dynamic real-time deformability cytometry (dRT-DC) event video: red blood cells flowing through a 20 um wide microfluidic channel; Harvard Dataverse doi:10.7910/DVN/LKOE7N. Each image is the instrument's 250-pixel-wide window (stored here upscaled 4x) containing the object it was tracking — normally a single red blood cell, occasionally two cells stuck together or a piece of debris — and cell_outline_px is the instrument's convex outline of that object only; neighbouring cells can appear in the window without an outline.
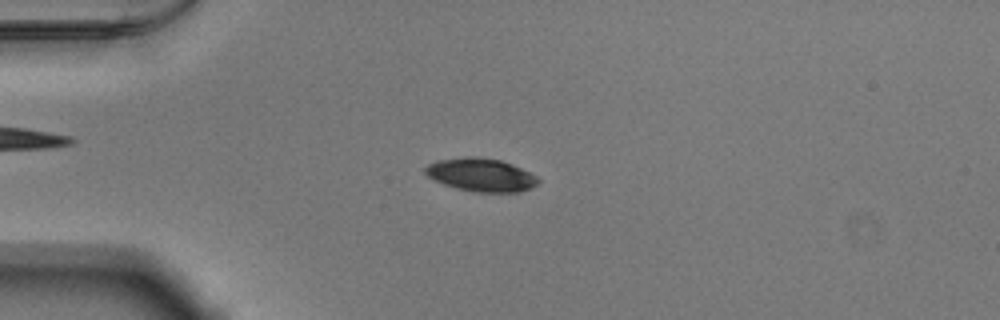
{"species": "Egyptian fruit bat (a non-hibernating species)", "species_latin": "Rousettus aegyptiacus", "temperature_condition": "warm", "stored_images_in_passage": 53, "camera_frame_rate_fps": 3000, "um_per_image_px": 0.085, "animal": {"sex": "male"}, "frame": {"image": 1, "passage_image": 14, "time_ms": 4.333, "image_size_px": [1000, 320], "cell_outline_px": [[540, 180], [536, 184], [520, 192], [476, 192], [456, 188], [444, 184], [428, 176], [424, 172], [424, 168], [428, 164], [436, 160], [472, 156], [476, 156], [500, 160], [512, 164], [536, 176]], "centroid_in_image_um": [40.86, 14.86], "position_along_channel_um": 44.1, "area_um2": 21.62}}
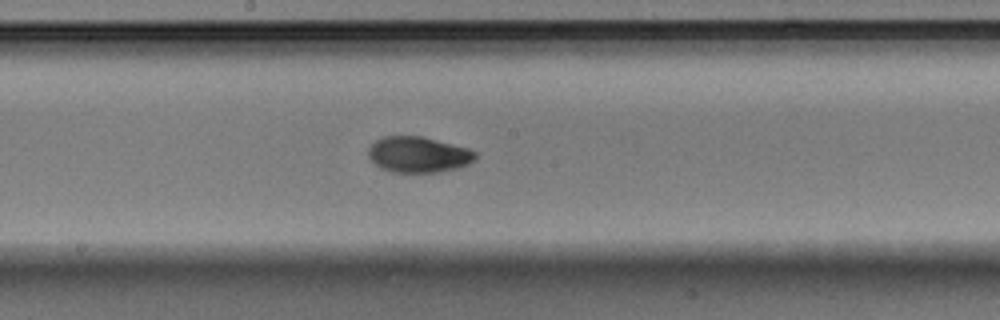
{"frame": {"image": 2, "passage_image": 29, "time_ms": 9.333, "image_size_px": [1000, 320], "cell_outline_px": [[476, 160], [468, 164], [456, 168], [440, 172], [392, 172], [380, 168], [368, 156], [368, 148], [376, 140], [384, 136], [420, 136], [468, 148], [476, 152]], "centroid_in_image_um": [35.56, 13.14], "position_along_channel_um": 212.6, "area_um2": 22.25}}
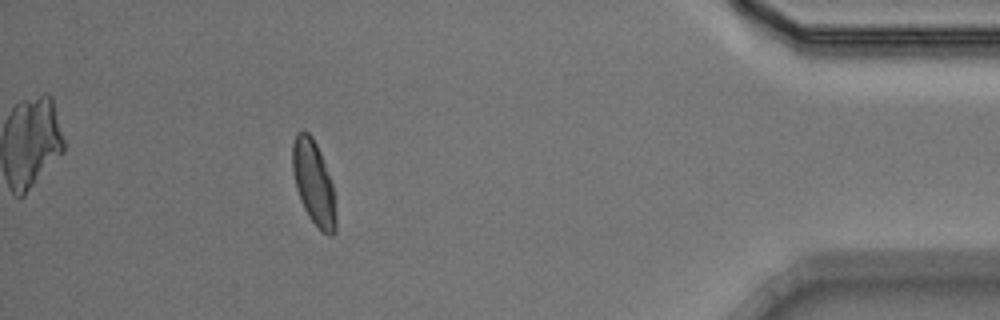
{"frame": {"image": 3, "passage_image": 48, "time_ms": 15.667, "image_size_px": [1000, 320], "cell_outline_px": [[336, 232], [332, 236], [328, 236], [308, 216], [300, 200], [296, 188], [292, 172], [292, 144], [296, 132], [304, 128], [312, 136], [320, 152], [332, 184], [336, 216]], "centroid_in_image_um": [26.64, 15.5], "position_along_channel_um": 408.6, "area_um2": 21.27}, "authors_computed_cell_mechanics": {"area_um2": 21.6172, "velocity_mm_per_s": 3.8534, "shape_relaxation_time_tau1_ms": 2.8777, "shape_relaxation_time_tau2_ms": 2.2943, "deformation_change_tau1": 0.1343, "deformation_change_tau2": 0.0512}}